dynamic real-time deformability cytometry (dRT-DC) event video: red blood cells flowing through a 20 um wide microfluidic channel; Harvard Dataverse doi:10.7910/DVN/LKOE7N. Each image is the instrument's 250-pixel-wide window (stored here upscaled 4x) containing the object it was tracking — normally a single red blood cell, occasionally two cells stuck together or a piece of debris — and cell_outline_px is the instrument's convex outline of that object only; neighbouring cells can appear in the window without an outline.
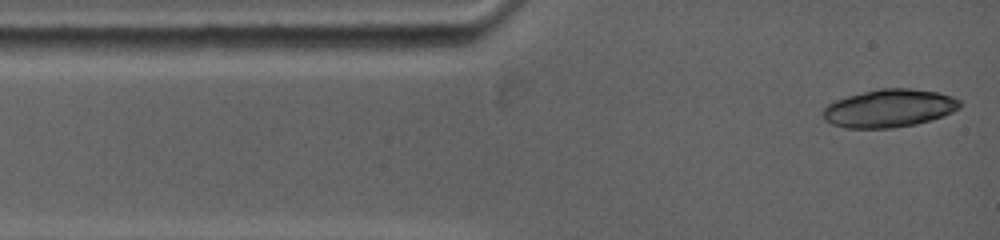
{"species": "common noctule bat (a hibernating species)", "species_latin": "Nyctalus noctula", "temperature_condition": "warm", "stored_images_in_passage": 2, "camera_frame_rate_fps": 5000, "um_per_image_px": 0.085, "animal": {"sex": "female", "body_mass_g": 19.0, "forearm_length_mm": 53.3}, "frame": {"image": 1, "passage_image": 1, "time_ms": 0.0, "image_size_px": [1000, 240], "cell_outline_px": [[960, 108], [944, 116], [932, 120], [916, 124], [892, 128], [844, 128], [832, 124], [824, 120], [820, 112], [828, 104], [836, 100], [848, 96], [880, 88], [908, 88], [936, 92], [952, 96], [960, 100]], "centroid_in_image_um": [75.57, 9.21], "position_along_channel_um": 9.4, "area_um2": 30.4}}